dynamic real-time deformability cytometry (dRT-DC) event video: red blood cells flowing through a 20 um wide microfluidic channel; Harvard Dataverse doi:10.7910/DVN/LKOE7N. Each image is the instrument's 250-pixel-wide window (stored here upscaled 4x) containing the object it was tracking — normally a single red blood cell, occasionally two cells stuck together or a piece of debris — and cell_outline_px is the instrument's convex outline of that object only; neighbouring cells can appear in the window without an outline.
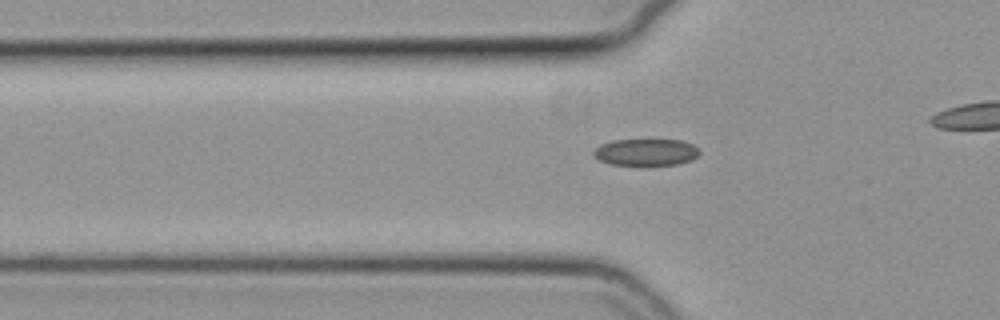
{"species": "common noctule bat (a hibernating species)", "species_latin": "Nyctalus noctula", "temperature_condition": "cold", "stored_images_in_passage": 28, "camera_frame_rate_fps": 3000, "um_per_image_px": 0.085, "animal": {"sex": "female", "body_mass_g": 19.3, "forearm_length_mm": 54.1}, "frame": {"image": 1, "passage_image": 2, "time_ms": 0.333, "image_size_px": [1000, 320], "cell_outline_px": [[700, 152], [692, 160], [676, 164], [644, 168], [608, 164], [600, 160], [592, 152], [600, 144], [612, 140], [680, 140], [692, 144]], "centroid_in_image_um": [54.87, 12.98], "position_along_channel_um": 70.9, "area_um2": 17.17}}
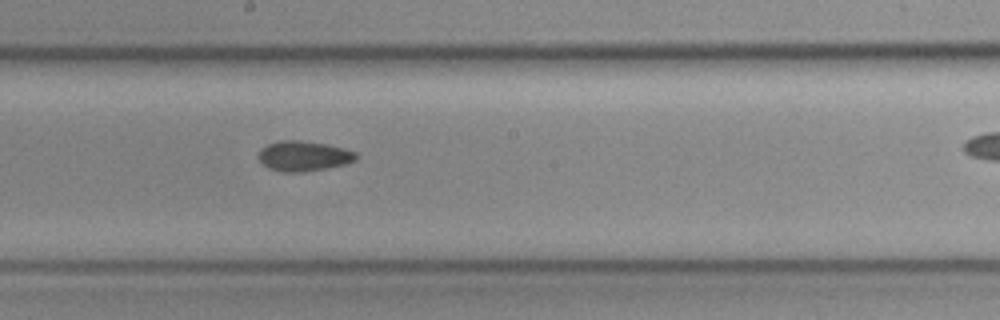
{"frame": {"image": 2, "passage_image": 14, "time_ms": 4.333, "image_size_px": [1000, 320], "cell_outline_px": [[356, 160], [344, 164], [324, 168], [300, 172], [280, 172], [268, 168], [256, 156], [268, 144], [280, 140], [296, 140], [324, 144], [344, 148], [356, 152]], "centroid_in_image_um": [25.79, 13.26], "position_along_channel_um": 222.4, "area_um2": 16.82}}
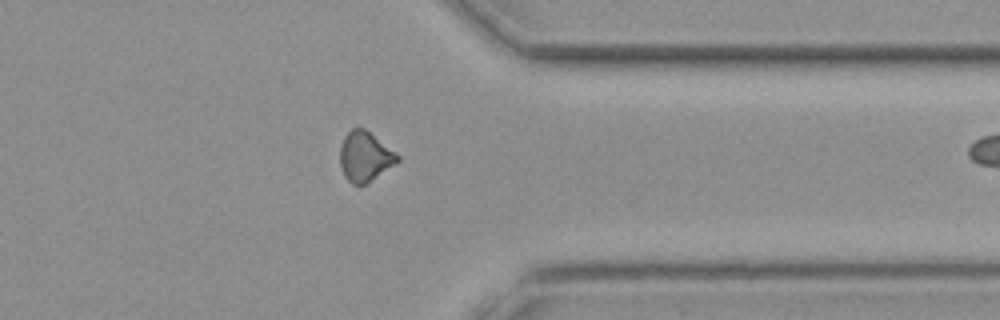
{"frame": {"image": 3, "passage_image": 27, "time_ms": 8.667, "image_size_px": [1000, 320], "cell_outline_px": [[400, 160], [396, 164], [364, 184], [352, 184], [344, 176], [340, 164], [340, 148], [344, 136], [352, 128], [364, 128], [396, 152], [400, 156]], "centroid_in_image_um": [31.02, 13.29], "position_along_channel_um": 380.4, "area_um2": 16.53}}